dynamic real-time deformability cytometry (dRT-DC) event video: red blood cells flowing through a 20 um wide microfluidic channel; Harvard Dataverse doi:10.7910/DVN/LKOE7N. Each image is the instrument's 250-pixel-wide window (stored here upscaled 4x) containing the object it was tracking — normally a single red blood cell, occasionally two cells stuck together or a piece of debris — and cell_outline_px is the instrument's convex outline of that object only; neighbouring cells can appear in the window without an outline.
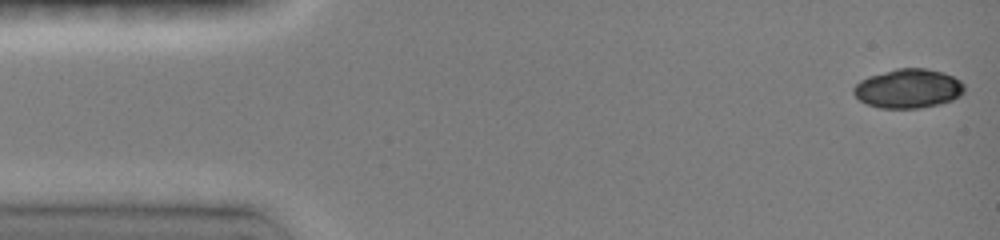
{"species": "common noctule bat (a hibernating species)", "species_latin": "Nyctalus noctula", "temperature_condition": "room temperature", "stored_images_in_passage": 9, "camera_frame_rate_fps": 3000, "um_per_image_px": 0.085, "animal": {"sex": "female", "body_mass_g": 19.0, "forearm_length_mm": 51.5}, "frame": {"image": 1, "passage_image": 1, "time_ms": 0.0, "image_size_px": [1000, 240], "cell_outline_px": [[964, 92], [960, 96], [952, 100], [940, 104], [920, 108], [880, 108], [868, 104], [860, 100], [852, 92], [852, 88], [860, 80], [868, 76], [896, 68], [924, 68], [944, 72], [960, 80], [964, 84]], "centroid_in_image_um": [77.2, 7.52], "position_along_channel_um": 7.8, "area_um2": 25.43}}
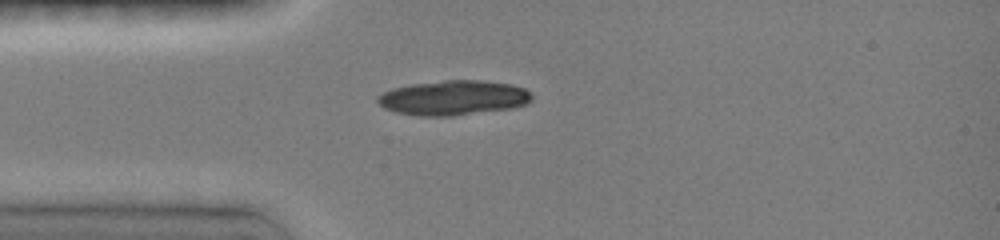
{"frame": {"image": 2, "passage_image": 7, "time_ms": 3.667, "image_size_px": [1000, 240], "cell_outline_px": [[532, 100], [528, 104], [512, 108], [452, 116], [420, 116], [396, 112], [384, 108], [376, 100], [376, 96], [392, 88], [412, 84], [444, 80], [480, 80], [512, 84], [524, 88], [532, 96]], "centroid_in_image_um": [38.54, 8.31], "position_along_channel_um": 46.5, "area_um2": 31.33}}